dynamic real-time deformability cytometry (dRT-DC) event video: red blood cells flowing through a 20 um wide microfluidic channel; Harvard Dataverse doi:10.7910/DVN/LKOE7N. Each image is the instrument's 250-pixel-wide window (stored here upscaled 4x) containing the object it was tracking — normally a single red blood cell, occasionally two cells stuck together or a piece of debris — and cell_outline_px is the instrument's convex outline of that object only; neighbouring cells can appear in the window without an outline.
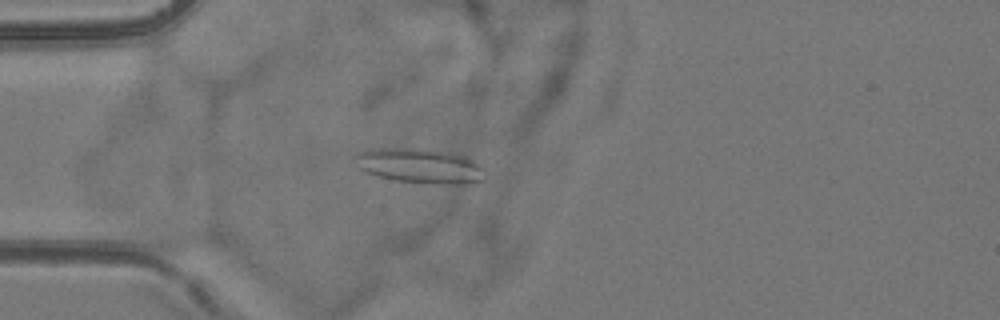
{"species": "common noctule bat (a hibernating species)", "species_latin": "Nyctalus noctula", "temperature_condition": "room temperature", "stored_images_in_passage": 44, "camera_frame_rate_fps": 3000, "um_per_image_px": 0.085, "animal": {"sex": "female", "body_mass_g": 24.6, "forearm_length_mm": 56.2}, "frame": {"image": 1, "passage_image": 6, "time_ms": 1.667, "image_size_px": [1000, 320], "cell_outline_px": [[484, 180], [468, 184], [424, 184], [392, 180], [376, 176], [364, 172], [360, 168], [352, 156], [356, 152], [368, 148], [424, 148], [452, 152], [464, 156], [480, 164], [484, 168]], "centroid_in_image_um": [35.66, 14.09], "position_along_channel_um": 49.3, "area_um2": 27.22}}
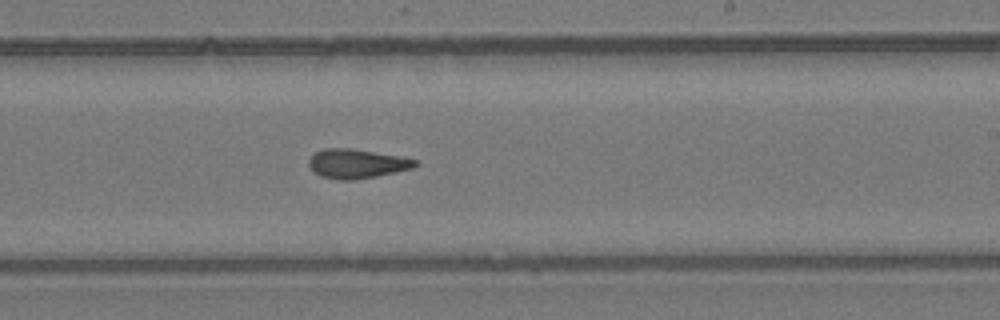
{"frame": {"image": 2, "passage_image": 23, "time_ms": 7.333, "image_size_px": [1000, 320], "cell_outline_px": [[420, 164], [412, 168], [376, 176], [352, 180], [336, 180], [320, 176], [312, 172], [308, 164], [308, 160], [316, 152], [324, 148], [352, 148], [396, 156], [416, 160]], "centroid_in_image_um": [30.26, 13.92], "position_along_channel_um": 258.7, "area_um2": 18.03}}
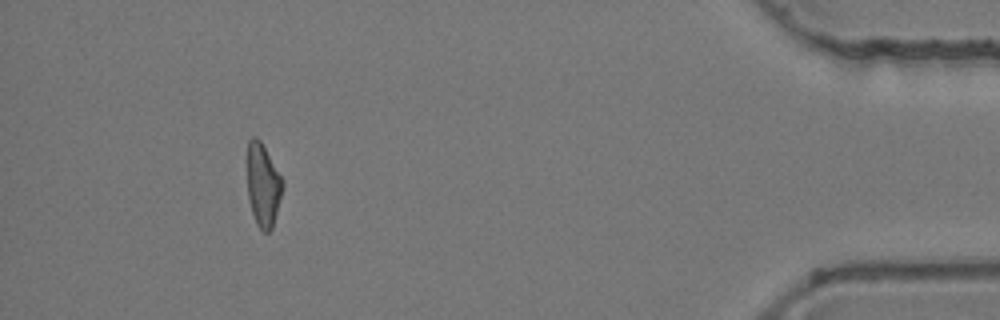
{"frame": {"image": 3, "passage_image": 40, "time_ms": 13.0, "image_size_px": [1000, 320], "cell_outline_px": [[284, 184], [272, 228], [268, 232], [264, 232], [256, 224], [248, 200], [248, 140], [252, 136], [256, 136], [260, 140], [284, 180]], "centroid_in_image_um": [22.36, 15.72], "position_along_channel_um": 412.8, "area_um2": 16.99}, "authors_computed_cell_mechanics": {"area_um2": 18.0336, "velocity_mm_per_s": 3.8753, "shape_relaxation_time_tau1_ms": null, "shape_relaxation_time_tau2_ms": 4.1243, "deformation_change_tau1": null, "deformation_change_tau2": 0.1238}}